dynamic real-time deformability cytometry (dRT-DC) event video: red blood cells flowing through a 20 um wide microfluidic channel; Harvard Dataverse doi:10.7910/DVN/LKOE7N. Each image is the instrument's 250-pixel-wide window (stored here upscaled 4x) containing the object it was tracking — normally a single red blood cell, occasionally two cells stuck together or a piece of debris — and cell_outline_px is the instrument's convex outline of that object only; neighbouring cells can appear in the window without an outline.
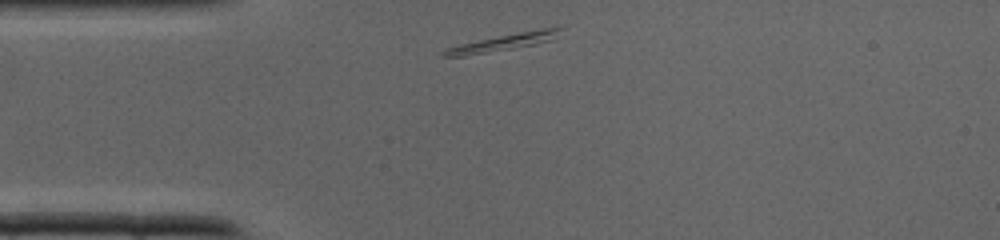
{"species": "common noctule bat (a hibernating species)", "species_latin": "Nyctalus noctula", "temperature_condition": "cold", "stored_images_in_passage": 6, "camera_frame_rate_fps": 3000, "um_per_image_px": 0.085, "animal": {"sex": "male", "body_mass_g": 19.0, "forearm_length_mm": 50.8}, "frame": {"image": 1, "passage_image": 1, "time_ms": 0.0, "image_size_px": [1000, 240], "cell_outline_px": [[564, 28], [552, 40], [536, 44], [464, 56], [440, 56], [440, 52], [444, 48], [480, 40], [520, 32], [544, 28]], "centroid_in_image_um": [42.72, 3.61], "position_along_channel_um": 42.3, "area_um2": 10.98}}